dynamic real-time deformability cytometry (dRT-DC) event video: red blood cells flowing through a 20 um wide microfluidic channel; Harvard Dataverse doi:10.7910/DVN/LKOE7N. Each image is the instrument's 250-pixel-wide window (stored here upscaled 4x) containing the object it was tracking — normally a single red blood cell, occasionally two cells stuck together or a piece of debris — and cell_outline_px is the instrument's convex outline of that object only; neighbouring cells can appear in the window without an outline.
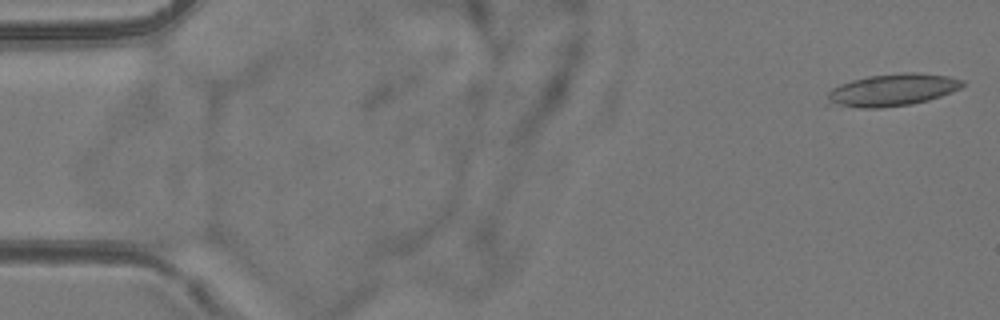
{"species": "common noctule bat (a hibernating species)", "species_latin": "Nyctalus noctula", "temperature_condition": "room temperature", "stored_images_in_passage": 23, "camera_frame_rate_fps": 3000, "um_per_image_px": 0.085, "animal": {"sex": "female", "body_mass_g": 24.6, "forearm_length_mm": 56.2}, "frame": {"image": 1, "passage_image": 1, "time_ms": 0.0, "image_size_px": [1000, 320], "cell_outline_px": [[964, 84], [960, 88], [952, 92], [928, 100], [912, 104], [880, 108], [828, 108], [828, 92], [832, 88], [840, 84], [852, 80], [868, 76], [904, 72], [916, 72], [948, 76], [964, 80]], "centroid_in_image_um": [75.77, 7.67], "position_along_channel_um": 9.2, "area_um2": 25.89}}
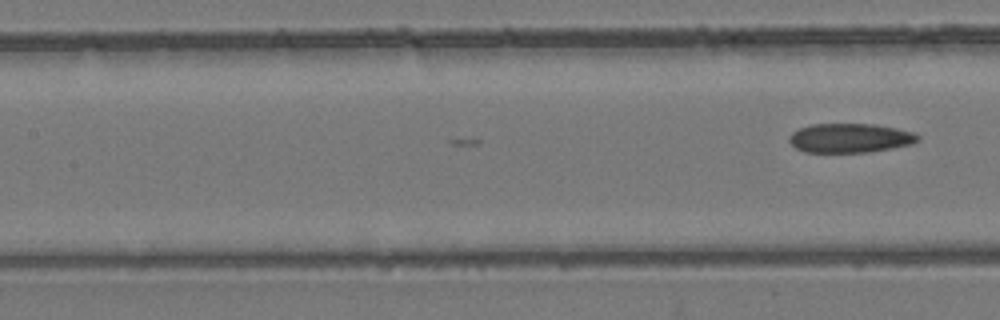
{"frame": {"image": 2, "passage_image": 23, "time_ms": 7.333, "image_size_px": [1000, 320], "cell_outline_px": [[920, 140], [912, 144], [892, 148], [868, 152], [804, 152], [796, 148], [788, 140], [788, 136], [792, 132], [800, 128], [812, 124], [872, 124], [896, 128], [912, 132], [920, 136]], "centroid_in_image_um": [72.24, 11.73], "position_along_channel_um": 135.2, "area_um2": 21.91}}